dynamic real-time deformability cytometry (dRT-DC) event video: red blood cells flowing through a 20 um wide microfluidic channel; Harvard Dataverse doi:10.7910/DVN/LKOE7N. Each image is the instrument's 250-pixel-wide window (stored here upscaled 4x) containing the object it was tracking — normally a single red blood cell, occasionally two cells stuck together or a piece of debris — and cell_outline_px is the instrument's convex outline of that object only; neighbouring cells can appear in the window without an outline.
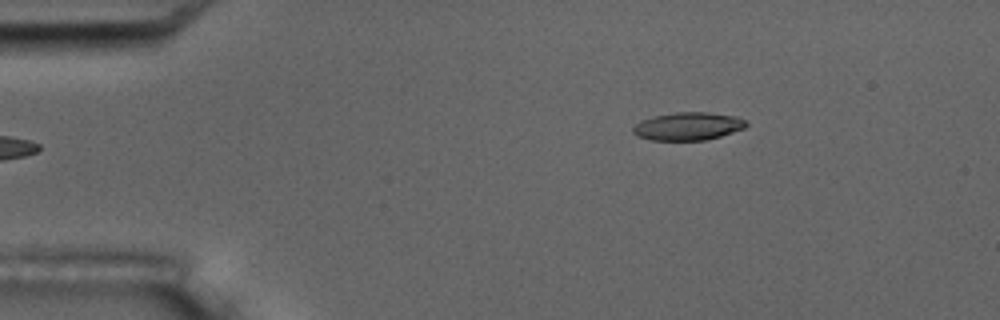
{"species": "common noctule bat (a hibernating species)", "species_latin": "Nyctalus noctula", "temperature_condition": "room temperature", "stored_images_in_passage": 2, "camera_frame_rate_fps": 3000, "um_per_image_px": 0.085, "animal": {"sex": "male", "body_mass_g": 17.5, "forearm_length_mm": 52.3}, "frame": {"image": 1, "passage_image": 2, "time_ms": 1.0, "image_size_px": [1000, 320], "cell_outline_px": [[748, 124], [744, 128], [708, 140], [648, 140], [636, 136], [632, 132], [632, 128], [640, 120], [656, 116], [676, 112], [708, 112], [736, 116], [744, 120]], "centroid_in_image_um": [58.45, 10.74], "position_along_channel_um": 26.5, "area_um2": 18.44}}